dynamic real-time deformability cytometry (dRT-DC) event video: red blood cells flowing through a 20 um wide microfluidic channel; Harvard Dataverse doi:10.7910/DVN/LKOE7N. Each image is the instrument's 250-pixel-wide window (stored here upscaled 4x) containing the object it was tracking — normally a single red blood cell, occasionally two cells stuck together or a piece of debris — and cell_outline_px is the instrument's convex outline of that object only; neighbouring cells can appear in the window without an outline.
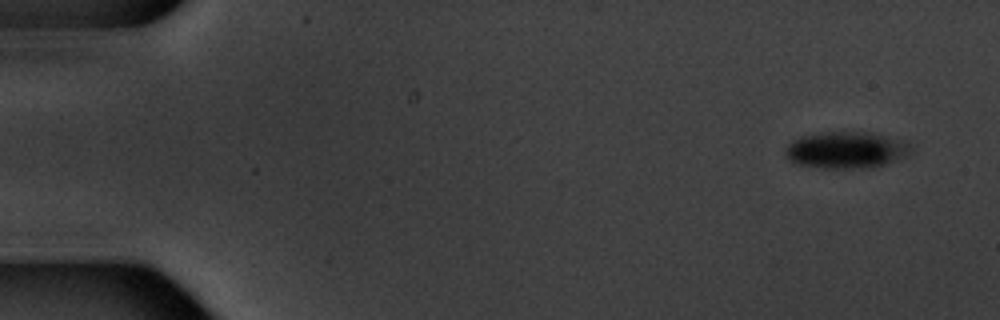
{"species": "common noctule bat (a hibernating species)", "species_latin": "Nyctalus noctula", "temperature_condition": "warm", "stored_images_in_passage": 6, "segment_of_instrument_passage": [1, 2], "camera_frame_rate_fps": 3000, "um_per_image_px": 0.085, "animal": {"sex": "male", "body_mass_g": 20.1, "forearm_length_mm": 53.5}, "frame": {"image": 1, "passage_image": 1, "time_ms": 0.0, "image_size_px": [1000, 320], "cell_outline_px": [[912, 152], [904, 156], [880, 164], [844, 168], [824, 168], [796, 164], [788, 160], [784, 156], [784, 148], [792, 140], [800, 136], [816, 132], [872, 132], [908, 140], [912, 144]], "centroid_in_image_um": [71.87, 12.7], "position_along_channel_um": 13.1, "area_um2": 26.93}}